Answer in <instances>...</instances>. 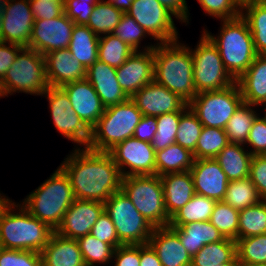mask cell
<instances>
[{
    "mask_svg": "<svg viewBox=\"0 0 266 266\" xmlns=\"http://www.w3.org/2000/svg\"><path fill=\"white\" fill-rule=\"evenodd\" d=\"M6 196H1L0 193V211L3 209V207L9 202V198H5Z\"/></svg>",
    "mask_w": 266,
    "mask_h": 266,
    "instance_id": "e7e4bbea",
    "label": "cell"
},
{
    "mask_svg": "<svg viewBox=\"0 0 266 266\" xmlns=\"http://www.w3.org/2000/svg\"><path fill=\"white\" fill-rule=\"evenodd\" d=\"M100 1L101 0H63L64 13L75 24L86 25L94 6Z\"/></svg>",
    "mask_w": 266,
    "mask_h": 266,
    "instance_id": "681fc988",
    "label": "cell"
},
{
    "mask_svg": "<svg viewBox=\"0 0 266 266\" xmlns=\"http://www.w3.org/2000/svg\"><path fill=\"white\" fill-rule=\"evenodd\" d=\"M49 100V108L54 126L68 140L87 148L91 129L75 113L70 99L61 87H51L42 94Z\"/></svg>",
    "mask_w": 266,
    "mask_h": 266,
    "instance_id": "7c38bea8",
    "label": "cell"
},
{
    "mask_svg": "<svg viewBox=\"0 0 266 266\" xmlns=\"http://www.w3.org/2000/svg\"><path fill=\"white\" fill-rule=\"evenodd\" d=\"M126 13L154 40L160 43L178 40V31L172 19L174 14L158 0H134Z\"/></svg>",
    "mask_w": 266,
    "mask_h": 266,
    "instance_id": "4fadbf2b",
    "label": "cell"
},
{
    "mask_svg": "<svg viewBox=\"0 0 266 266\" xmlns=\"http://www.w3.org/2000/svg\"><path fill=\"white\" fill-rule=\"evenodd\" d=\"M121 190L135 208L155 228L168 226L170 217L165 209L163 187L158 175H134L123 177Z\"/></svg>",
    "mask_w": 266,
    "mask_h": 266,
    "instance_id": "52a82bcc",
    "label": "cell"
},
{
    "mask_svg": "<svg viewBox=\"0 0 266 266\" xmlns=\"http://www.w3.org/2000/svg\"><path fill=\"white\" fill-rule=\"evenodd\" d=\"M209 221L225 238L238 239L239 210L224 201H216Z\"/></svg>",
    "mask_w": 266,
    "mask_h": 266,
    "instance_id": "ee69618b",
    "label": "cell"
},
{
    "mask_svg": "<svg viewBox=\"0 0 266 266\" xmlns=\"http://www.w3.org/2000/svg\"><path fill=\"white\" fill-rule=\"evenodd\" d=\"M205 13L215 18L229 20L241 15V7L235 0H198Z\"/></svg>",
    "mask_w": 266,
    "mask_h": 266,
    "instance_id": "c3c4849f",
    "label": "cell"
},
{
    "mask_svg": "<svg viewBox=\"0 0 266 266\" xmlns=\"http://www.w3.org/2000/svg\"><path fill=\"white\" fill-rule=\"evenodd\" d=\"M242 144L228 143L214 158L220 165L229 181H237L249 177L252 154Z\"/></svg>",
    "mask_w": 266,
    "mask_h": 266,
    "instance_id": "f1b7e54d",
    "label": "cell"
},
{
    "mask_svg": "<svg viewBox=\"0 0 266 266\" xmlns=\"http://www.w3.org/2000/svg\"><path fill=\"white\" fill-rule=\"evenodd\" d=\"M45 56L46 79L51 87H62L68 83L83 80L86 69L73 58L68 48L53 50Z\"/></svg>",
    "mask_w": 266,
    "mask_h": 266,
    "instance_id": "7402d4cb",
    "label": "cell"
},
{
    "mask_svg": "<svg viewBox=\"0 0 266 266\" xmlns=\"http://www.w3.org/2000/svg\"><path fill=\"white\" fill-rule=\"evenodd\" d=\"M179 121L180 112L166 113L156 117L157 132L151 142L155 152L175 143Z\"/></svg>",
    "mask_w": 266,
    "mask_h": 266,
    "instance_id": "f6af8a7d",
    "label": "cell"
},
{
    "mask_svg": "<svg viewBox=\"0 0 266 266\" xmlns=\"http://www.w3.org/2000/svg\"><path fill=\"white\" fill-rule=\"evenodd\" d=\"M61 88L68 95L75 113L91 129L106 108L94 87L85 78L63 85Z\"/></svg>",
    "mask_w": 266,
    "mask_h": 266,
    "instance_id": "44dd1931",
    "label": "cell"
},
{
    "mask_svg": "<svg viewBox=\"0 0 266 266\" xmlns=\"http://www.w3.org/2000/svg\"><path fill=\"white\" fill-rule=\"evenodd\" d=\"M193 162V153L175 142L156 151V175L190 171Z\"/></svg>",
    "mask_w": 266,
    "mask_h": 266,
    "instance_id": "4dcf8cb0",
    "label": "cell"
},
{
    "mask_svg": "<svg viewBox=\"0 0 266 266\" xmlns=\"http://www.w3.org/2000/svg\"><path fill=\"white\" fill-rule=\"evenodd\" d=\"M91 234L105 242L111 245L114 249H116L118 246L123 245L118 237L116 228L111 221L110 216L104 211L101 216L97 219L95 224L92 226Z\"/></svg>",
    "mask_w": 266,
    "mask_h": 266,
    "instance_id": "f907efd6",
    "label": "cell"
},
{
    "mask_svg": "<svg viewBox=\"0 0 266 266\" xmlns=\"http://www.w3.org/2000/svg\"><path fill=\"white\" fill-rule=\"evenodd\" d=\"M98 43L99 36L86 25L75 24L68 49L73 58L87 69L98 60Z\"/></svg>",
    "mask_w": 266,
    "mask_h": 266,
    "instance_id": "f546056e",
    "label": "cell"
},
{
    "mask_svg": "<svg viewBox=\"0 0 266 266\" xmlns=\"http://www.w3.org/2000/svg\"><path fill=\"white\" fill-rule=\"evenodd\" d=\"M160 178L165 209L171 218L195 195L193 177L190 171H186L165 174Z\"/></svg>",
    "mask_w": 266,
    "mask_h": 266,
    "instance_id": "d4e9b609",
    "label": "cell"
},
{
    "mask_svg": "<svg viewBox=\"0 0 266 266\" xmlns=\"http://www.w3.org/2000/svg\"><path fill=\"white\" fill-rule=\"evenodd\" d=\"M156 45H148L142 52L135 51L120 67L116 76L125 94L131 98L146 84L154 81V51Z\"/></svg>",
    "mask_w": 266,
    "mask_h": 266,
    "instance_id": "e0dca14e",
    "label": "cell"
},
{
    "mask_svg": "<svg viewBox=\"0 0 266 266\" xmlns=\"http://www.w3.org/2000/svg\"><path fill=\"white\" fill-rule=\"evenodd\" d=\"M235 1L240 7H242L244 4H247V3H250L256 0H235Z\"/></svg>",
    "mask_w": 266,
    "mask_h": 266,
    "instance_id": "03108f58",
    "label": "cell"
},
{
    "mask_svg": "<svg viewBox=\"0 0 266 266\" xmlns=\"http://www.w3.org/2000/svg\"><path fill=\"white\" fill-rule=\"evenodd\" d=\"M85 78L94 87L105 107L124 103L129 99L119 85L116 68L113 66L97 60L86 69Z\"/></svg>",
    "mask_w": 266,
    "mask_h": 266,
    "instance_id": "603a6c76",
    "label": "cell"
},
{
    "mask_svg": "<svg viewBox=\"0 0 266 266\" xmlns=\"http://www.w3.org/2000/svg\"><path fill=\"white\" fill-rule=\"evenodd\" d=\"M0 41V77L3 78L7 70L11 67L18 53L24 48L16 44Z\"/></svg>",
    "mask_w": 266,
    "mask_h": 266,
    "instance_id": "9f6ffc18",
    "label": "cell"
},
{
    "mask_svg": "<svg viewBox=\"0 0 266 266\" xmlns=\"http://www.w3.org/2000/svg\"><path fill=\"white\" fill-rule=\"evenodd\" d=\"M123 42L127 43L134 51H139L140 41L149 34L136 23V21L127 13H123L119 24L112 32Z\"/></svg>",
    "mask_w": 266,
    "mask_h": 266,
    "instance_id": "bcb514c9",
    "label": "cell"
},
{
    "mask_svg": "<svg viewBox=\"0 0 266 266\" xmlns=\"http://www.w3.org/2000/svg\"><path fill=\"white\" fill-rule=\"evenodd\" d=\"M191 54L196 93L225 89L236 82L225 69L217 46L205 33Z\"/></svg>",
    "mask_w": 266,
    "mask_h": 266,
    "instance_id": "30bf717a",
    "label": "cell"
},
{
    "mask_svg": "<svg viewBox=\"0 0 266 266\" xmlns=\"http://www.w3.org/2000/svg\"><path fill=\"white\" fill-rule=\"evenodd\" d=\"M223 25L218 37L205 29L203 32L217 46L225 69L237 80L255 60L257 53L247 21L237 18L221 20Z\"/></svg>",
    "mask_w": 266,
    "mask_h": 266,
    "instance_id": "5b68a950",
    "label": "cell"
},
{
    "mask_svg": "<svg viewBox=\"0 0 266 266\" xmlns=\"http://www.w3.org/2000/svg\"><path fill=\"white\" fill-rule=\"evenodd\" d=\"M122 15L121 10L105 2V0H101L94 6L86 26L98 36L111 34L119 24Z\"/></svg>",
    "mask_w": 266,
    "mask_h": 266,
    "instance_id": "f35d334b",
    "label": "cell"
},
{
    "mask_svg": "<svg viewBox=\"0 0 266 266\" xmlns=\"http://www.w3.org/2000/svg\"><path fill=\"white\" fill-rule=\"evenodd\" d=\"M142 117V112L130 98L124 103L106 107L103 115L91 128L87 148L97 152H108L116 144L133 137Z\"/></svg>",
    "mask_w": 266,
    "mask_h": 266,
    "instance_id": "8992f818",
    "label": "cell"
},
{
    "mask_svg": "<svg viewBox=\"0 0 266 266\" xmlns=\"http://www.w3.org/2000/svg\"><path fill=\"white\" fill-rule=\"evenodd\" d=\"M3 96H8V94L5 90L3 79L0 77V98H2Z\"/></svg>",
    "mask_w": 266,
    "mask_h": 266,
    "instance_id": "be15d7a7",
    "label": "cell"
},
{
    "mask_svg": "<svg viewBox=\"0 0 266 266\" xmlns=\"http://www.w3.org/2000/svg\"><path fill=\"white\" fill-rule=\"evenodd\" d=\"M195 194L223 201L229 180L214 158L194 159L190 169Z\"/></svg>",
    "mask_w": 266,
    "mask_h": 266,
    "instance_id": "ffe728a7",
    "label": "cell"
},
{
    "mask_svg": "<svg viewBox=\"0 0 266 266\" xmlns=\"http://www.w3.org/2000/svg\"><path fill=\"white\" fill-rule=\"evenodd\" d=\"M251 106V104L242 102L228 120L224 130L229 143L245 145L252 124L258 116Z\"/></svg>",
    "mask_w": 266,
    "mask_h": 266,
    "instance_id": "e575fe53",
    "label": "cell"
},
{
    "mask_svg": "<svg viewBox=\"0 0 266 266\" xmlns=\"http://www.w3.org/2000/svg\"><path fill=\"white\" fill-rule=\"evenodd\" d=\"M228 143L224 129L203 126L193 152L194 159L215 158Z\"/></svg>",
    "mask_w": 266,
    "mask_h": 266,
    "instance_id": "60d3db41",
    "label": "cell"
},
{
    "mask_svg": "<svg viewBox=\"0 0 266 266\" xmlns=\"http://www.w3.org/2000/svg\"><path fill=\"white\" fill-rule=\"evenodd\" d=\"M242 102L240 88L235 82L225 89L197 93L188 105L203 126L225 129Z\"/></svg>",
    "mask_w": 266,
    "mask_h": 266,
    "instance_id": "8fae6325",
    "label": "cell"
},
{
    "mask_svg": "<svg viewBox=\"0 0 266 266\" xmlns=\"http://www.w3.org/2000/svg\"><path fill=\"white\" fill-rule=\"evenodd\" d=\"M86 266H95L97 263H109L113 258L114 248L91 233L77 239Z\"/></svg>",
    "mask_w": 266,
    "mask_h": 266,
    "instance_id": "b9f144b4",
    "label": "cell"
},
{
    "mask_svg": "<svg viewBox=\"0 0 266 266\" xmlns=\"http://www.w3.org/2000/svg\"><path fill=\"white\" fill-rule=\"evenodd\" d=\"M219 266H241V264L238 262V259L236 256L231 262L219 264Z\"/></svg>",
    "mask_w": 266,
    "mask_h": 266,
    "instance_id": "6125c7cd",
    "label": "cell"
},
{
    "mask_svg": "<svg viewBox=\"0 0 266 266\" xmlns=\"http://www.w3.org/2000/svg\"><path fill=\"white\" fill-rule=\"evenodd\" d=\"M134 52L127 43L112 33L99 36L98 60L110 66L120 67Z\"/></svg>",
    "mask_w": 266,
    "mask_h": 266,
    "instance_id": "8d00e7d4",
    "label": "cell"
},
{
    "mask_svg": "<svg viewBox=\"0 0 266 266\" xmlns=\"http://www.w3.org/2000/svg\"><path fill=\"white\" fill-rule=\"evenodd\" d=\"M74 200L70 180L58 167L49 179L24 199L21 205L32 216L56 231Z\"/></svg>",
    "mask_w": 266,
    "mask_h": 266,
    "instance_id": "277c9868",
    "label": "cell"
},
{
    "mask_svg": "<svg viewBox=\"0 0 266 266\" xmlns=\"http://www.w3.org/2000/svg\"><path fill=\"white\" fill-rule=\"evenodd\" d=\"M265 104V106H266V102H264ZM264 110H265V115L263 116L265 119H266V108H264Z\"/></svg>",
    "mask_w": 266,
    "mask_h": 266,
    "instance_id": "003e7915",
    "label": "cell"
},
{
    "mask_svg": "<svg viewBox=\"0 0 266 266\" xmlns=\"http://www.w3.org/2000/svg\"><path fill=\"white\" fill-rule=\"evenodd\" d=\"M202 128L203 125L200 123L197 115L188 105L183 111H180V121L175 142L193 153Z\"/></svg>",
    "mask_w": 266,
    "mask_h": 266,
    "instance_id": "7bdbcfd3",
    "label": "cell"
},
{
    "mask_svg": "<svg viewBox=\"0 0 266 266\" xmlns=\"http://www.w3.org/2000/svg\"><path fill=\"white\" fill-rule=\"evenodd\" d=\"M0 266H42V256L34 251L1 248Z\"/></svg>",
    "mask_w": 266,
    "mask_h": 266,
    "instance_id": "7dc6e473",
    "label": "cell"
},
{
    "mask_svg": "<svg viewBox=\"0 0 266 266\" xmlns=\"http://www.w3.org/2000/svg\"><path fill=\"white\" fill-rule=\"evenodd\" d=\"M245 144L254 148L250 151L252 155H266V119L264 117H256Z\"/></svg>",
    "mask_w": 266,
    "mask_h": 266,
    "instance_id": "f5cc1de1",
    "label": "cell"
},
{
    "mask_svg": "<svg viewBox=\"0 0 266 266\" xmlns=\"http://www.w3.org/2000/svg\"><path fill=\"white\" fill-rule=\"evenodd\" d=\"M193 257L204 245L222 241L224 235L210 222H190L179 227H170Z\"/></svg>",
    "mask_w": 266,
    "mask_h": 266,
    "instance_id": "83f0119b",
    "label": "cell"
},
{
    "mask_svg": "<svg viewBox=\"0 0 266 266\" xmlns=\"http://www.w3.org/2000/svg\"><path fill=\"white\" fill-rule=\"evenodd\" d=\"M104 211V203L75 199L55 232L63 237L77 240L91 233L92 226Z\"/></svg>",
    "mask_w": 266,
    "mask_h": 266,
    "instance_id": "d6986e66",
    "label": "cell"
},
{
    "mask_svg": "<svg viewBox=\"0 0 266 266\" xmlns=\"http://www.w3.org/2000/svg\"><path fill=\"white\" fill-rule=\"evenodd\" d=\"M134 0H106L105 2L112 4L117 9L121 10L123 13H126L131 7Z\"/></svg>",
    "mask_w": 266,
    "mask_h": 266,
    "instance_id": "94428289",
    "label": "cell"
},
{
    "mask_svg": "<svg viewBox=\"0 0 266 266\" xmlns=\"http://www.w3.org/2000/svg\"><path fill=\"white\" fill-rule=\"evenodd\" d=\"M7 94L23 92L41 95L48 89L45 56L24 47L2 78Z\"/></svg>",
    "mask_w": 266,
    "mask_h": 266,
    "instance_id": "9c48e42d",
    "label": "cell"
},
{
    "mask_svg": "<svg viewBox=\"0 0 266 266\" xmlns=\"http://www.w3.org/2000/svg\"><path fill=\"white\" fill-rule=\"evenodd\" d=\"M123 177L156 175V152L151 143L128 138L108 151ZM130 169L126 171L125 167Z\"/></svg>",
    "mask_w": 266,
    "mask_h": 266,
    "instance_id": "9a60e30c",
    "label": "cell"
},
{
    "mask_svg": "<svg viewBox=\"0 0 266 266\" xmlns=\"http://www.w3.org/2000/svg\"><path fill=\"white\" fill-rule=\"evenodd\" d=\"M148 244L157 253L162 266H191V255L169 226L154 228Z\"/></svg>",
    "mask_w": 266,
    "mask_h": 266,
    "instance_id": "cb8c5ba5",
    "label": "cell"
},
{
    "mask_svg": "<svg viewBox=\"0 0 266 266\" xmlns=\"http://www.w3.org/2000/svg\"><path fill=\"white\" fill-rule=\"evenodd\" d=\"M15 207L19 212H15ZM53 232L46 223L12 200L0 211L1 248L41 253Z\"/></svg>",
    "mask_w": 266,
    "mask_h": 266,
    "instance_id": "3957f363",
    "label": "cell"
},
{
    "mask_svg": "<svg viewBox=\"0 0 266 266\" xmlns=\"http://www.w3.org/2000/svg\"><path fill=\"white\" fill-rule=\"evenodd\" d=\"M42 266H86L77 240L55 231L41 251Z\"/></svg>",
    "mask_w": 266,
    "mask_h": 266,
    "instance_id": "484cf974",
    "label": "cell"
},
{
    "mask_svg": "<svg viewBox=\"0 0 266 266\" xmlns=\"http://www.w3.org/2000/svg\"><path fill=\"white\" fill-rule=\"evenodd\" d=\"M115 266H140V244L118 246L113 253Z\"/></svg>",
    "mask_w": 266,
    "mask_h": 266,
    "instance_id": "11a10c76",
    "label": "cell"
},
{
    "mask_svg": "<svg viewBox=\"0 0 266 266\" xmlns=\"http://www.w3.org/2000/svg\"><path fill=\"white\" fill-rule=\"evenodd\" d=\"M236 256V241L225 238L222 241L204 245L192 257L191 266H219V264L231 262Z\"/></svg>",
    "mask_w": 266,
    "mask_h": 266,
    "instance_id": "d6a6232c",
    "label": "cell"
},
{
    "mask_svg": "<svg viewBox=\"0 0 266 266\" xmlns=\"http://www.w3.org/2000/svg\"><path fill=\"white\" fill-rule=\"evenodd\" d=\"M77 147L59 166L68 176L75 199L104 203L121 190L123 176L108 152Z\"/></svg>",
    "mask_w": 266,
    "mask_h": 266,
    "instance_id": "6da1fadb",
    "label": "cell"
},
{
    "mask_svg": "<svg viewBox=\"0 0 266 266\" xmlns=\"http://www.w3.org/2000/svg\"><path fill=\"white\" fill-rule=\"evenodd\" d=\"M241 16L249 25L257 55H266V0L244 4Z\"/></svg>",
    "mask_w": 266,
    "mask_h": 266,
    "instance_id": "1f68e13d",
    "label": "cell"
},
{
    "mask_svg": "<svg viewBox=\"0 0 266 266\" xmlns=\"http://www.w3.org/2000/svg\"><path fill=\"white\" fill-rule=\"evenodd\" d=\"M34 20H50L64 12L63 0H29Z\"/></svg>",
    "mask_w": 266,
    "mask_h": 266,
    "instance_id": "816d5d0a",
    "label": "cell"
},
{
    "mask_svg": "<svg viewBox=\"0 0 266 266\" xmlns=\"http://www.w3.org/2000/svg\"><path fill=\"white\" fill-rule=\"evenodd\" d=\"M104 205L123 245L148 244L155 227L140 214L122 190L113 193Z\"/></svg>",
    "mask_w": 266,
    "mask_h": 266,
    "instance_id": "ba28073f",
    "label": "cell"
},
{
    "mask_svg": "<svg viewBox=\"0 0 266 266\" xmlns=\"http://www.w3.org/2000/svg\"><path fill=\"white\" fill-rule=\"evenodd\" d=\"M243 102L252 107L266 102V55H257L249 68L236 80Z\"/></svg>",
    "mask_w": 266,
    "mask_h": 266,
    "instance_id": "4316f807",
    "label": "cell"
},
{
    "mask_svg": "<svg viewBox=\"0 0 266 266\" xmlns=\"http://www.w3.org/2000/svg\"><path fill=\"white\" fill-rule=\"evenodd\" d=\"M266 234V200L239 211L238 239Z\"/></svg>",
    "mask_w": 266,
    "mask_h": 266,
    "instance_id": "74e56055",
    "label": "cell"
},
{
    "mask_svg": "<svg viewBox=\"0 0 266 266\" xmlns=\"http://www.w3.org/2000/svg\"><path fill=\"white\" fill-rule=\"evenodd\" d=\"M75 23L63 12L50 20H34L28 48L45 55L53 50L69 47Z\"/></svg>",
    "mask_w": 266,
    "mask_h": 266,
    "instance_id": "2e32d148",
    "label": "cell"
},
{
    "mask_svg": "<svg viewBox=\"0 0 266 266\" xmlns=\"http://www.w3.org/2000/svg\"><path fill=\"white\" fill-rule=\"evenodd\" d=\"M33 25L29 0H0V41L28 47Z\"/></svg>",
    "mask_w": 266,
    "mask_h": 266,
    "instance_id": "5bb4252c",
    "label": "cell"
},
{
    "mask_svg": "<svg viewBox=\"0 0 266 266\" xmlns=\"http://www.w3.org/2000/svg\"><path fill=\"white\" fill-rule=\"evenodd\" d=\"M156 132H157L156 117L143 115L140 122L135 128L133 137L141 141H146L151 143Z\"/></svg>",
    "mask_w": 266,
    "mask_h": 266,
    "instance_id": "6f0895ef",
    "label": "cell"
},
{
    "mask_svg": "<svg viewBox=\"0 0 266 266\" xmlns=\"http://www.w3.org/2000/svg\"><path fill=\"white\" fill-rule=\"evenodd\" d=\"M216 200L195 194L170 219L169 227H179L190 222L209 221Z\"/></svg>",
    "mask_w": 266,
    "mask_h": 266,
    "instance_id": "836d02e7",
    "label": "cell"
},
{
    "mask_svg": "<svg viewBox=\"0 0 266 266\" xmlns=\"http://www.w3.org/2000/svg\"><path fill=\"white\" fill-rule=\"evenodd\" d=\"M236 253L241 266L266 264V234L237 239Z\"/></svg>",
    "mask_w": 266,
    "mask_h": 266,
    "instance_id": "ab89813d",
    "label": "cell"
},
{
    "mask_svg": "<svg viewBox=\"0 0 266 266\" xmlns=\"http://www.w3.org/2000/svg\"><path fill=\"white\" fill-rule=\"evenodd\" d=\"M140 266H162L157 253L149 244H140Z\"/></svg>",
    "mask_w": 266,
    "mask_h": 266,
    "instance_id": "91938a15",
    "label": "cell"
},
{
    "mask_svg": "<svg viewBox=\"0 0 266 266\" xmlns=\"http://www.w3.org/2000/svg\"><path fill=\"white\" fill-rule=\"evenodd\" d=\"M145 116L183 111L188 103L178 94L153 81L146 84L130 98Z\"/></svg>",
    "mask_w": 266,
    "mask_h": 266,
    "instance_id": "ac0fdd59",
    "label": "cell"
},
{
    "mask_svg": "<svg viewBox=\"0 0 266 266\" xmlns=\"http://www.w3.org/2000/svg\"><path fill=\"white\" fill-rule=\"evenodd\" d=\"M263 199L249 177L237 181H229L224 202L237 210L253 206Z\"/></svg>",
    "mask_w": 266,
    "mask_h": 266,
    "instance_id": "d590c367",
    "label": "cell"
},
{
    "mask_svg": "<svg viewBox=\"0 0 266 266\" xmlns=\"http://www.w3.org/2000/svg\"><path fill=\"white\" fill-rule=\"evenodd\" d=\"M249 178L263 200H266V155H253L250 161Z\"/></svg>",
    "mask_w": 266,
    "mask_h": 266,
    "instance_id": "db71d44e",
    "label": "cell"
},
{
    "mask_svg": "<svg viewBox=\"0 0 266 266\" xmlns=\"http://www.w3.org/2000/svg\"><path fill=\"white\" fill-rule=\"evenodd\" d=\"M253 266H266V264H259V265H253Z\"/></svg>",
    "mask_w": 266,
    "mask_h": 266,
    "instance_id": "a7ac6f4b",
    "label": "cell"
},
{
    "mask_svg": "<svg viewBox=\"0 0 266 266\" xmlns=\"http://www.w3.org/2000/svg\"><path fill=\"white\" fill-rule=\"evenodd\" d=\"M162 6L166 7L175 18L180 21L188 23V7L186 0H158Z\"/></svg>",
    "mask_w": 266,
    "mask_h": 266,
    "instance_id": "680465c9",
    "label": "cell"
},
{
    "mask_svg": "<svg viewBox=\"0 0 266 266\" xmlns=\"http://www.w3.org/2000/svg\"><path fill=\"white\" fill-rule=\"evenodd\" d=\"M154 51V81L189 103L195 96L191 49L175 40L157 43Z\"/></svg>",
    "mask_w": 266,
    "mask_h": 266,
    "instance_id": "7a4b0ae2",
    "label": "cell"
}]
</instances>
